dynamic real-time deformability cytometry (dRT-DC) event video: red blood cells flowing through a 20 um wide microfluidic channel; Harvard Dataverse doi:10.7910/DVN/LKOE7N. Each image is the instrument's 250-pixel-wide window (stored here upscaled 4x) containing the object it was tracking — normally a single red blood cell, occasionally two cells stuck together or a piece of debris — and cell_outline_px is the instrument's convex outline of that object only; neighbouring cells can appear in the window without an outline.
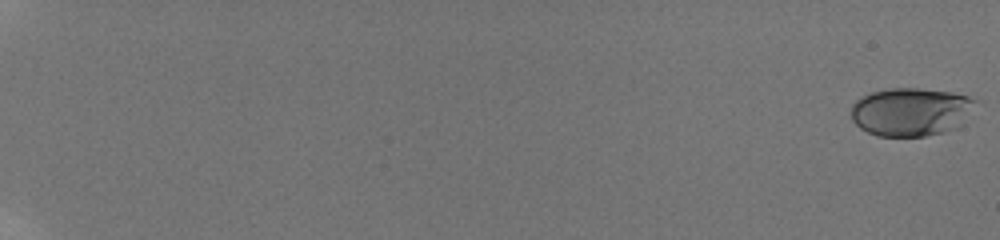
{"species": "human", "species_latin": "Homo sapiens", "temperature_condition": "room temperature", "stored_images_in_passage": 42, "camera_frame_rate_fps": 3000, "um_per_image_px": 0.085, "donor": {"sex": "male"}, "frame": {"image": 1, "passage_image": 1, "time_ms": 0.0, "image_size_px": [1000, 240], "cell_outline_px": [[976, 100], [960, 124], [956, 128], [944, 132], [924, 136], [876, 136], [860, 128], [852, 120], [852, 104], [856, 100], [872, 92], [888, 88], [920, 88], [952, 92], [968, 96]], "centroid_in_image_um": [77.38, 9.5], "position_along_channel_um": 7.6, "area_um2": 34.68}}
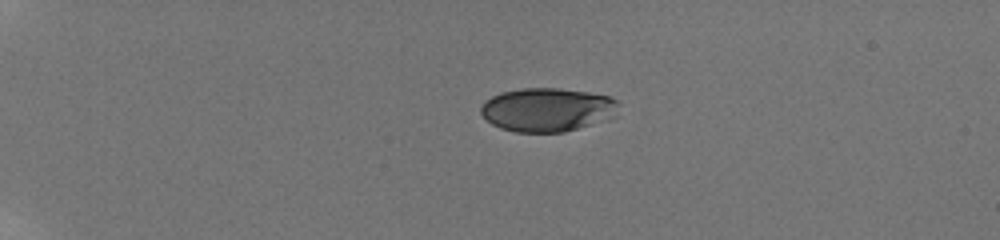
{"frame": {"image": 2, "passage_image": 29, "time_ms": 5.333, "image_size_px": [1000, 240], "cell_outline_px": [[616, 104], [588, 124], [564, 132], [516, 132], [500, 128], [492, 124], [480, 112], [480, 108], [484, 100], [500, 92], [520, 88], [560, 88], [588, 92], [608, 96], [616, 100]], "centroid_in_image_um": [46.27, 9.29], "position_along_channel_um": 38.7, "area_um2": 33.58}}